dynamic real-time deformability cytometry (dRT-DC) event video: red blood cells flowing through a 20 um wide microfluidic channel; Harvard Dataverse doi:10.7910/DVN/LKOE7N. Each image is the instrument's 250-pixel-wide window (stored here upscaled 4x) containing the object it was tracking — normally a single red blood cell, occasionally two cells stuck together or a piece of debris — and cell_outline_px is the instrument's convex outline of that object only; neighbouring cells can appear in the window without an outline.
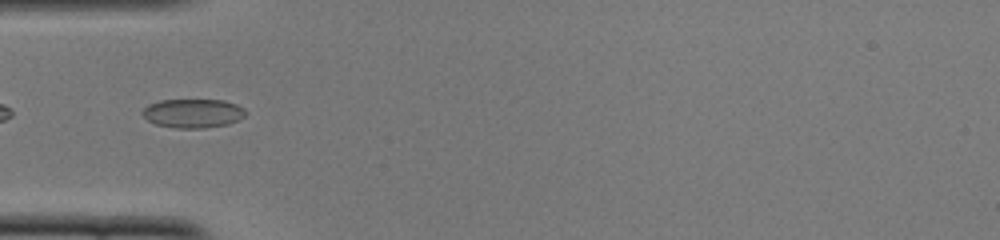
{"species": "common noctule bat (a hibernating species)", "species_latin": "Nyctalus noctula", "temperature_condition": "cold", "stored_images_in_passage": 46, "camera_frame_rate_fps": 3000, "um_per_image_px": 0.085, "animal": {"sex": "female", "body_mass_g": 22.0, "forearm_length_mm": 56.7}, "frame": {"image": 1, "passage_image": 11, "time_ms": 3.333, "image_size_px": [1000, 240], "cell_outline_px": [[248, 112], [244, 116], [228, 124], [204, 128], [176, 128], [156, 124], [148, 120], [140, 112], [148, 104], [160, 100], [224, 100], [236, 104], [244, 108]], "centroid_in_image_um": [16.4, 9.62], "position_along_channel_um": 68.6, "area_um2": 17.4}}
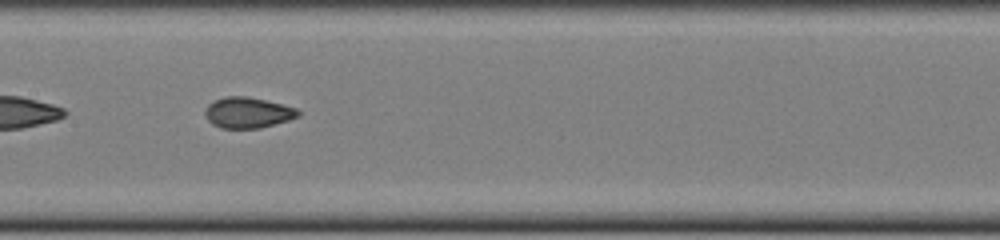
{"frame": {"image": 2, "passage_image": 20, "time_ms": 6.333, "image_size_px": [1000, 240], "cell_outline_px": [[300, 116], [288, 120], [260, 128], [220, 128], [212, 124], [208, 120], [204, 112], [208, 104], [216, 100], [228, 96], [248, 96], [296, 108], [300, 112]], "centroid_in_image_um": [21.05, 9.58], "position_along_channel_um": 186.4, "area_um2": 16.53}}
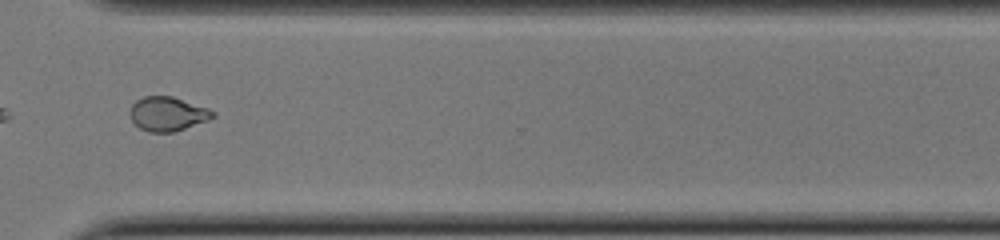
{"frame": {"image": 3, "passage_image": 33, "time_ms": 10.667, "image_size_px": [1000, 240], "cell_outline_px": [[216, 116], [208, 120], [172, 132], [148, 132], [140, 128], [132, 120], [128, 112], [132, 104], [136, 100], [144, 96], [172, 96], [208, 108], [216, 112]], "centroid_in_image_um": [14.23, 9.67], "position_along_channel_um": 356.4, "area_um2": 16.47}, "authors_computed_cell_mechanics": {"area_um2": 16.8198, "velocity_mm_per_s": 3.9194, "shape_relaxation_time_tau1_ms": null, "shape_relaxation_time_tau2_ms": 0.9531, "deformation_change_tau1": null, "deformation_change_tau2": 0.0335}}